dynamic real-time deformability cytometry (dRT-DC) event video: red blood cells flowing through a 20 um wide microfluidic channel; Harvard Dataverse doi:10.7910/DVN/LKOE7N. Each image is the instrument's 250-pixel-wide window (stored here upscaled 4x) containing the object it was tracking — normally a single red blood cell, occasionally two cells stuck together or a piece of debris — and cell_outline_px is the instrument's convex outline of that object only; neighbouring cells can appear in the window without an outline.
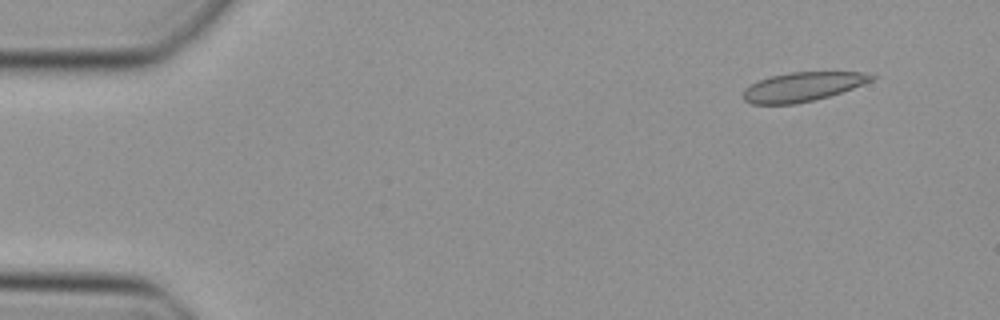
{"species": "Egyptian fruit bat (a non-hibernating species)", "species_latin": "Rousettus aegyptiacus", "temperature_condition": "cold", "stored_images_in_passage": 48, "camera_frame_rate_fps": 3000, "um_per_image_px": 0.085, "animal": {"sex": "female"}, "frame": {"image": 1, "passage_image": 4, "time_ms": 1.0, "image_size_px": [1000, 320], "cell_outline_px": [[876, 76], [872, 80], [852, 88], [828, 96], [796, 104], [752, 104], [744, 100], [740, 96], [744, 88], [768, 76], [788, 72], [864, 72]], "centroid_in_image_um": [68.15, 7.37], "position_along_channel_um": 16.9, "area_um2": 21.73}}
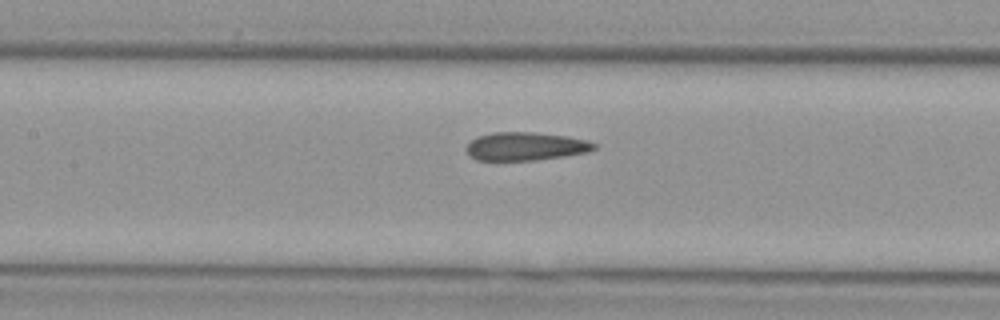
{"frame": {"image": 2, "passage_image": 22, "time_ms": 7.0, "image_size_px": [1000, 320], "cell_outline_px": [[596, 148], [588, 152], [564, 156], [536, 160], [476, 160], [464, 148], [476, 136], [492, 132], [532, 132], [568, 136], [588, 140], [596, 144]], "centroid_in_image_um": [44.68, 12.43], "position_along_channel_um": 162.7, "area_um2": 21.1}}
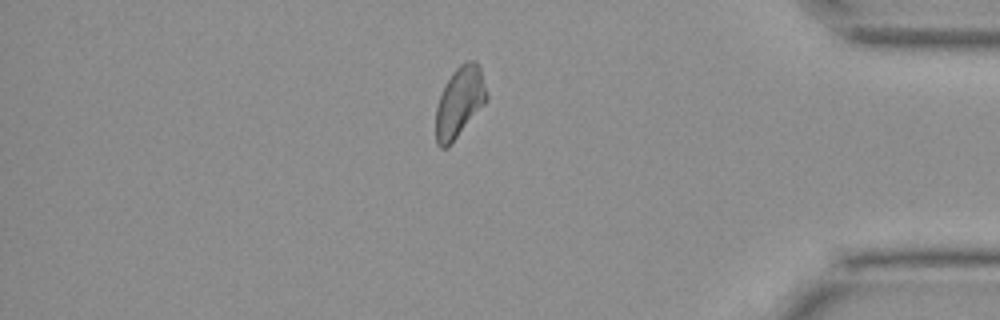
{"frame": {"image": 3, "passage_image": 41, "time_ms": 13.333, "image_size_px": [1000, 320], "cell_outline_px": [[488, 100], [448, 148], [440, 148], [436, 144], [436, 108], [440, 96], [452, 72], [464, 60], [476, 60], [480, 68], [488, 96]], "centroid_in_image_um": [39.07, 8.68], "position_along_channel_um": 396.1, "area_um2": 20.87}}